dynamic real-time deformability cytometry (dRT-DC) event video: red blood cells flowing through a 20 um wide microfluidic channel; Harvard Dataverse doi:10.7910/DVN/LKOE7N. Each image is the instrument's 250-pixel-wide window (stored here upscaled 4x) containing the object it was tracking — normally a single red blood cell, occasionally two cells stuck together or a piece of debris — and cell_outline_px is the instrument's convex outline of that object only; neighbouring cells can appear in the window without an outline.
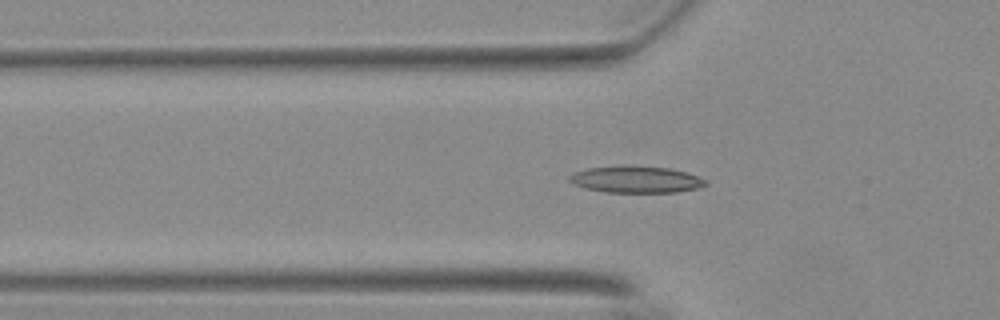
{"species": "Egyptian fruit bat (a non-hibernating species)", "species_latin": "Rousettus aegyptiacus", "temperature_condition": "warm", "stored_images_in_passage": 21, "camera_frame_rate_fps": 3000, "um_per_image_px": 0.085, "animal": {"sex": "female"}, "frame": {"image": 1, "passage_image": 7, "time_ms": 2.0, "image_size_px": [1000, 320], "cell_outline_px": [[708, 184], [696, 188], [676, 192], [608, 192], [584, 188], [572, 184], [568, 180], [568, 176], [572, 172], [588, 168], [628, 164], [668, 168], [684, 172], [708, 180]], "centroid_in_image_um": [53.99, 15.24], "position_along_channel_um": 71.8, "area_um2": 21.44}}
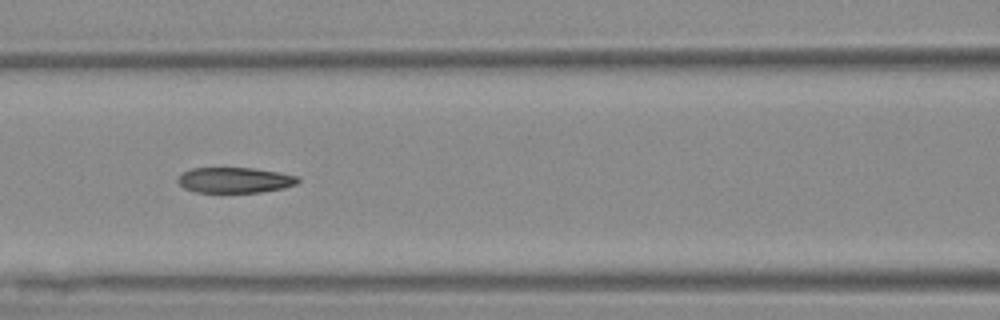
{"frame": {"image": 2, "passage_image": 13, "time_ms": 4.0, "image_size_px": [1000, 320], "cell_outline_px": [[300, 180], [296, 184], [284, 188], [260, 192], [196, 192], [184, 188], [176, 180], [184, 172], [192, 168], [252, 168], [280, 172], [296, 176]], "centroid_in_image_um": [19.97, 15.31], "position_along_channel_um": 146.6, "area_um2": 17.74}}
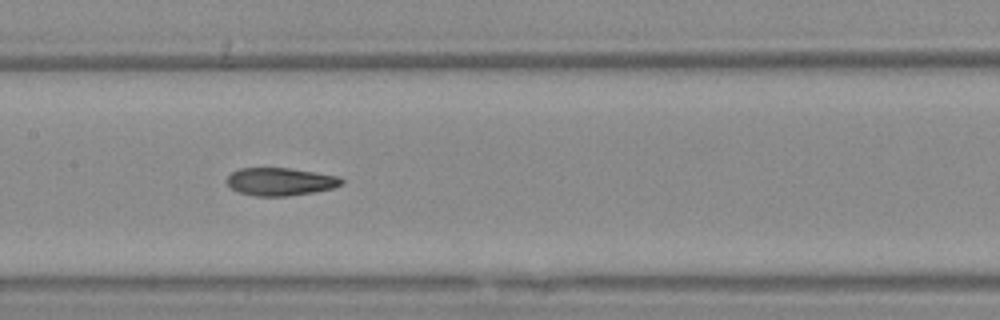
{"frame": {"image": 3, "passage_image": 16, "time_ms": 5.0, "image_size_px": [1000, 320], "cell_outline_px": [[344, 184], [332, 188], [316, 192], [288, 196], [256, 196], [240, 192], [232, 188], [224, 180], [232, 172], [240, 168], [288, 168], [340, 176], [344, 180]], "centroid_in_image_um": [23.85, 15.44], "position_along_channel_um": 183.5, "area_um2": 18.67}}